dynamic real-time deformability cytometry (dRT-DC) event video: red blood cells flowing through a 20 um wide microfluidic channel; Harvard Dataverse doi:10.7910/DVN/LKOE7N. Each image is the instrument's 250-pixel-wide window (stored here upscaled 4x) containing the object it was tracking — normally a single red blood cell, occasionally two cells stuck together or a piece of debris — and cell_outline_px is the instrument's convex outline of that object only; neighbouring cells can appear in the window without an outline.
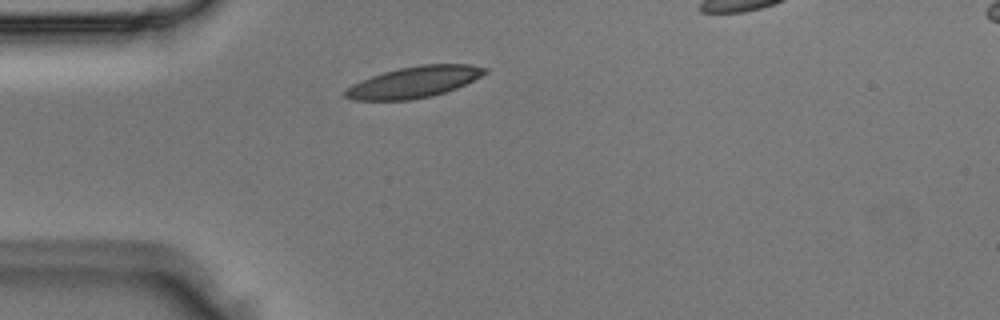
{"species": "Egyptian fruit bat (a non-hibernating species)", "species_latin": "Rousettus aegyptiacus", "temperature_condition": "room temperature", "stored_images_in_passage": 1, "camera_frame_rate_fps": 3000, "um_per_image_px": 0.085, "animal": {"sex": "male"}, "frame": {"image": 1, "passage_image": 1, "time_ms": 0.0, "image_size_px": [1000, 320], "cell_outline_px": [[488, 72], [456, 88], [432, 96], [412, 100], [352, 100], [344, 96], [344, 92], [352, 84], [360, 80], [384, 72], [400, 68], [420, 64], [472, 64], [488, 68]], "centroid_in_image_um": [35.2, 6.97], "position_along_channel_um": 49.8, "area_um2": 25.32}}